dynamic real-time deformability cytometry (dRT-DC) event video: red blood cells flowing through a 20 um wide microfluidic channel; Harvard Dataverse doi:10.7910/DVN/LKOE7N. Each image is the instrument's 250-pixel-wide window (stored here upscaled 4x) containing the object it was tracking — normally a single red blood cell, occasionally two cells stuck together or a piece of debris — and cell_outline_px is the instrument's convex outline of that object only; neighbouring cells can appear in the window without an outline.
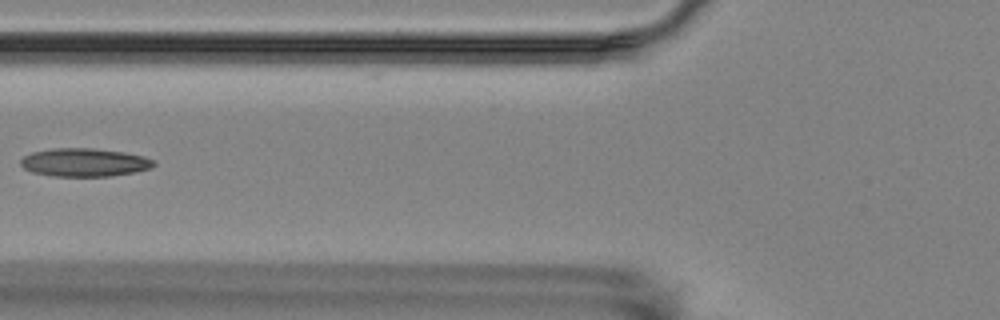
{"species": "Egyptian fruit bat (a non-hibernating species)", "species_latin": "Rousettus aegyptiacus", "temperature_condition": "room temperature", "stored_images_in_passage": 6, "camera_frame_rate_fps": 3000, "um_per_image_px": 0.085, "animal": {"sex": "female"}, "frame": {"image": 1, "passage_image": 4, "time_ms": 4.333, "image_size_px": [1000, 320], "cell_outline_px": [[156, 164], [152, 168], [136, 172], [112, 176], [52, 176], [32, 172], [24, 168], [20, 164], [20, 160], [24, 156], [32, 152], [52, 148], [92, 148], [124, 152], [144, 156], [156, 160]], "centroid_in_image_um": [7.21, 13.8], "position_along_channel_um": 118.6, "area_um2": 22.14}}
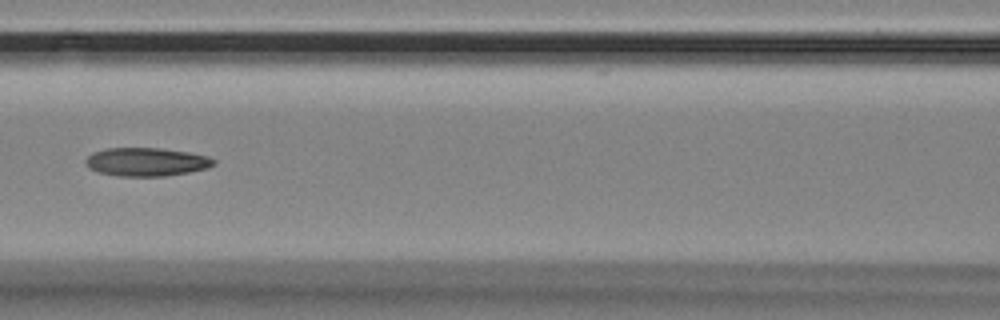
{"frame": {"image": 2, "passage_image": 5, "time_ms": 5.333, "image_size_px": [1000, 320], "cell_outline_px": [[216, 164], [208, 168], [188, 172], [164, 176], [116, 176], [96, 172], [88, 168], [84, 164], [84, 160], [92, 152], [108, 148], [160, 148], [188, 152], [208, 156], [216, 160]], "centroid_in_image_um": [12.41, 13.76], "position_along_channel_um": 154.2, "area_um2": 21.44}}
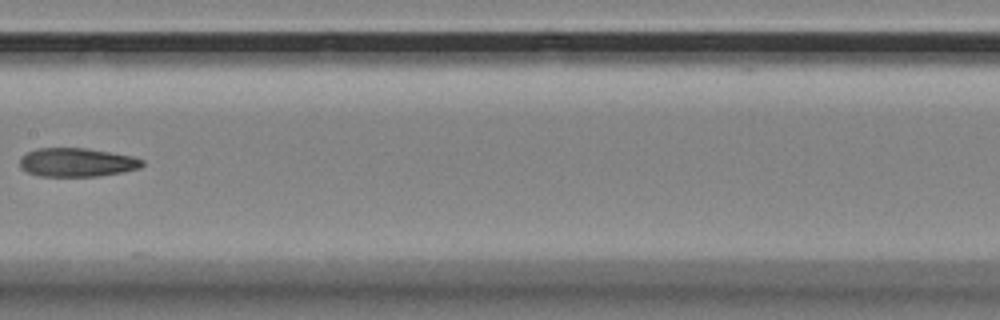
{"frame": {"image": 3, "passage_image": 6, "time_ms": 6.667, "image_size_px": [1000, 320], "cell_outline_px": [[144, 164], [140, 168], [100, 176], [40, 176], [28, 172], [20, 168], [20, 156], [36, 148], [88, 148], [132, 156], [144, 160]], "centroid_in_image_um": [6.52, 13.79], "position_along_channel_um": 200.9, "area_um2": 20.52}}